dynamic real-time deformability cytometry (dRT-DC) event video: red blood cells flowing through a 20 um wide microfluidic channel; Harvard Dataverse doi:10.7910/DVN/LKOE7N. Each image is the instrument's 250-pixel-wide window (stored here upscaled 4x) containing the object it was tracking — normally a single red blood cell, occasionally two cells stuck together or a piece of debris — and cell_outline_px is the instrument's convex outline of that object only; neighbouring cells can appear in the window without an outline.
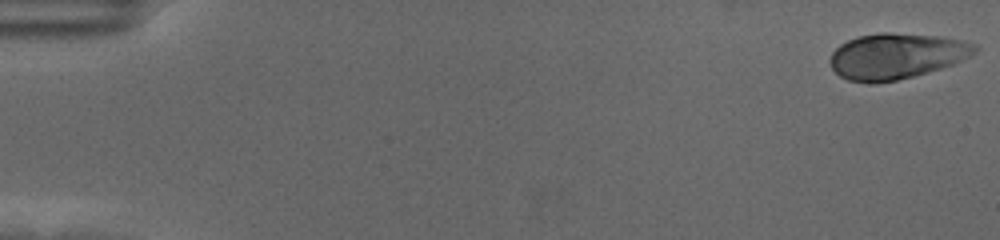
{"species": "human", "species_latin": "Homo sapiens", "temperature_condition": "cold", "stored_images_in_passage": 58, "camera_frame_rate_fps": 3000, "um_per_image_px": 0.085, "donor": {"sex": "female"}, "frame": {"image": 1, "passage_image": 1, "time_ms": 0.0, "image_size_px": [1000, 240], "cell_outline_px": [[980, 48], [976, 52], [952, 64], [940, 68], [912, 76], [896, 80], [848, 80], [840, 76], [832, 68], [828, 60], [832, 52], [840, 44], [856, 36], [880, 32], [888, 32], [940, 36], [960, 40], [972, 44]], "centroid_in_image_um": [76.16, 4.72], "position_along_channel_um": 8.8, "area_um2": 37.74}}
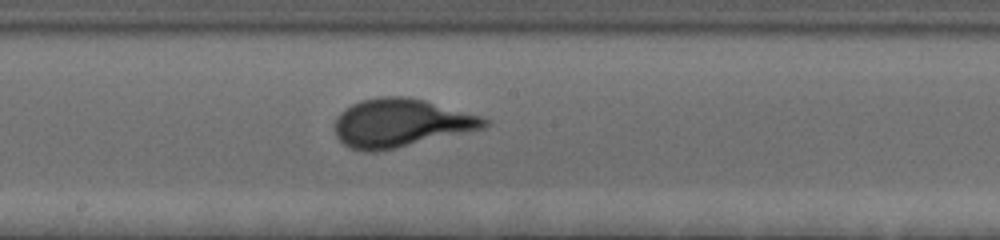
{"frame": {"image": 2, "passage_image": 32, "time_ms": 10.333, "image_size_px": [1000, 240], "cell_outline_px": [[488, 124], [484, 128], [396, 148], [376, 152], [364, 152], [348, 148], [336, 136], [336, 116], [344, 108], [360, 100], [380, 96], [408, 96], [424, 100], [480, 116], [488, 120]], "centroid_in_image_um": [34.01, 10.45], "position_along_channel_um": 214.2, "area_um2": 41.96}}
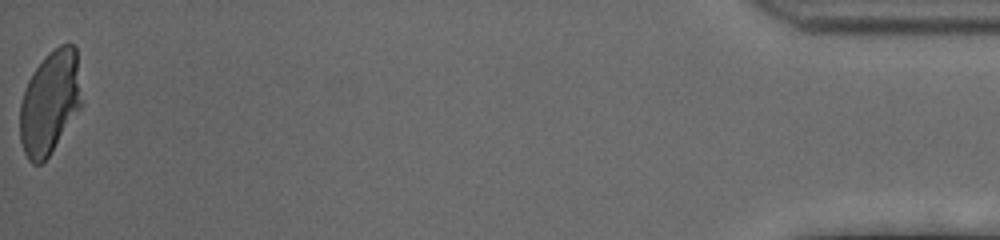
{"frame": {"image": 3, "passage_image": 58, "time_ms": 19.0, "image_size_px": [1000, 240], "cell_outline_px": [[84, 104], [48, 156], [40, 164], [32, 164], [28, 160], [24, 152], [20, 140], [20, 104], [28, 80], [32, 72], [44, 56], [48, 52], [60, 44], [72, 44], [76, 48]], "centroid_in_image_um": [4.27, 8.68], "position_along_channel_um": 430.9, "area_um2": 37.63}, "authors_computed_cell_mechanics": {"area_um2": 38.5526, "velocity_mm_per_s": 3.5172, "shape_relaxation_time_tau1_ms": 3.9013, "shape_relaxation_time_tau2_ms": null, "deformation_change_tau1": 0.1762, "deformation_change_tau2": null}}